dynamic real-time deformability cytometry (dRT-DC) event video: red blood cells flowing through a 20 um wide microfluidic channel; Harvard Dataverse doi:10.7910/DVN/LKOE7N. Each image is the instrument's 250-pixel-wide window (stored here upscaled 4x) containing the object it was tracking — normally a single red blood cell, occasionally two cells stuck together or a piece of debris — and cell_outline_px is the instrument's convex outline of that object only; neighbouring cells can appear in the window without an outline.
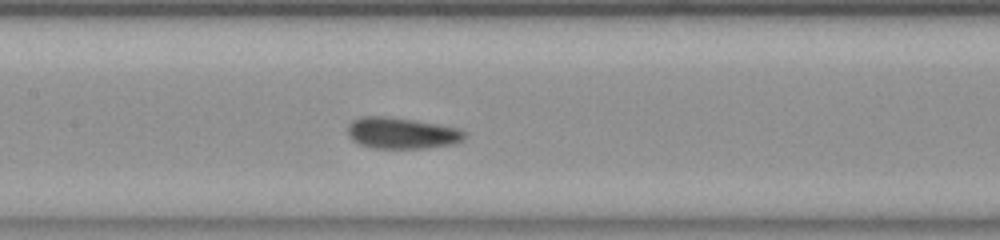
{"species": "common noctule bat (a hibernating species)", "species_latin": "Nyctalus noctula", "temperature_condition": "room temperature", "stored_images_in_passage": 32, "camera_frame_rate_fps": 3000, "um_per_image_px": 0.085, "animal": {"sex": "female", "body_mass_g": 23.0, "forearm_length_mm": 53.4}, "frame": {"image": 1, "passage_image": 14, "time_ms": 4.333, "image_size_px": [1000, 240], "cell_outline_px": [[468, 132], [464, 140], [452, 144], [428, 148], [372, 148], [360, 144], [352, 140], [348, 136], [348, 124], [352, 120], [360, 116], [384, 116], [412, 120], [460, 128]], "centroid_in_image_um": [34.16, 11.32], "position_along_channel_um": 173.2, "area_um2": 21.44}}
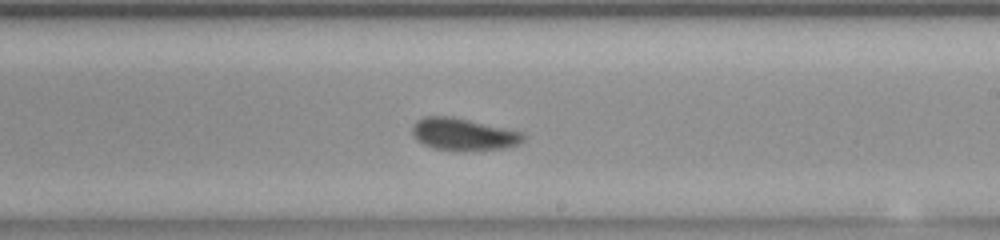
{"frame": {"image": 2, "passage_image": 20, "time_ms": 6.333, "image_size_px": [1000, 240], "cell_outline_px": [[524, 140], [520, 144], [504, 148], [436, 148], [424, 144], [416, 140], [412, 132], [412, 128], [416, 120], [424, 116], [452, 116], [524, 132]], "centroid_in_image_um": [39.39, 11.36], "position_along_channel_um": 249.6, "area_um2": 20.11}}
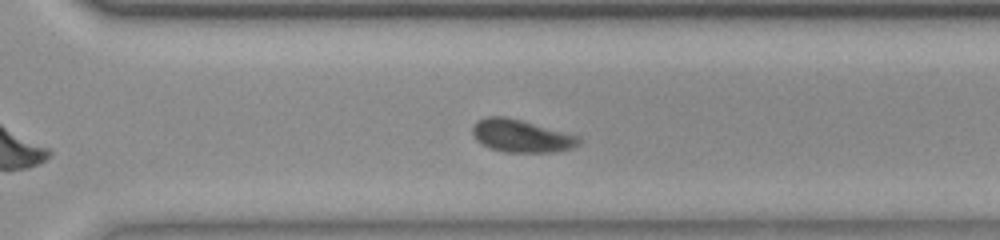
{"frame": {"image": 3, "passage_image": 26, "time_ms": 8.333, "image_size_px": [1000, 240], "cell_outline_px": [[580, 144], [572, 148], [552, 152], [504, 152], [488, 148], [480, 144], [476, 140], [472, 132], [472, 124], [476, 120], [484, 116], [504, 116], [524, 120], [580, 136]], "centroid_in_image_um": [44.27, 11.54], "position_along_channel_um": 326.3, "area_um2": 20.69}, "authors_computed_cell_mechanics": {"area_um2": 21.1837, "velocity_mm_per_s": 3.8403, "shape_relaxation_time_tau1_ms": 1.0748, "shape_relaxation_time_tau2_ms": 0.7535, "deformation_change_tau1": 0.2101, "deformation_change_tau2": 0.0767}}